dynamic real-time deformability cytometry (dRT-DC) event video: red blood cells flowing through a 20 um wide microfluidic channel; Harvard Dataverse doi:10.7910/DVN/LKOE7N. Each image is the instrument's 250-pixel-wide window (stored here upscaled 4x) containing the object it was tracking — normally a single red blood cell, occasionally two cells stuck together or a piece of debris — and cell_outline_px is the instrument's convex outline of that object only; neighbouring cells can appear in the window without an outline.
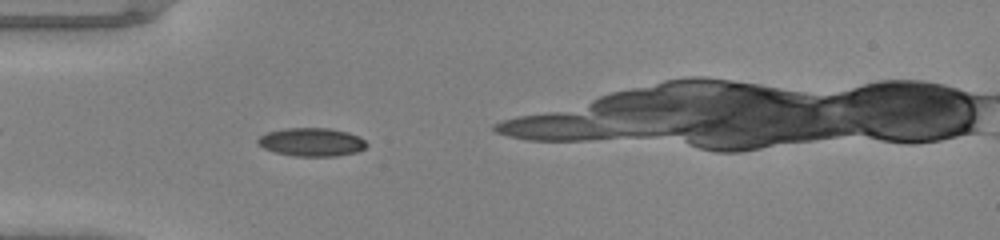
{"species": "common noctule bat (a hibernating species)", "species_latin": "Nyctalus noctula", "temperature_condition": "warm", "stored_images_in_passage": 26, "camera_frame_rate_fps": 3000, "um_per_image_px": 0.085, "animal": {"sex": "male", "body_mass_g": 20.0, "forearm_length_mm": 53.3}, "frame": {"image": 1, "passage_image": 2, "time_ms": 0.333, "image_size_px": [1000, 240], "cell_outline_px": [[368, 144], [364, 148], [356, 152], [336, 156], [296, 156], [276, 152], [264, 148], [256, 144], [256, 140], [260, 136], [268, 132], [284, 128], [328, 128], [348, 132], [360, 136]], "centroid_in_image_um": [26.48, 12.07], "position_along_channel_um": 58.5, "area_um2": 17.98}}
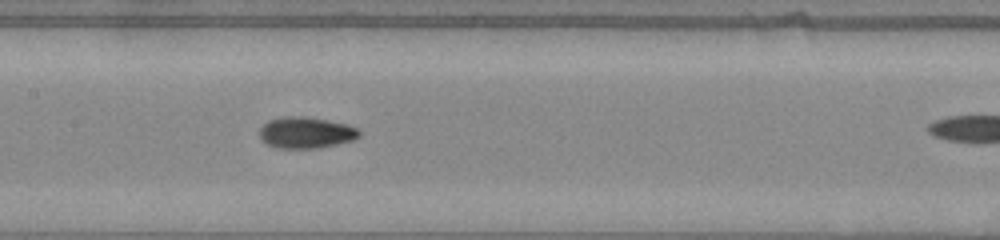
{"frame": {"image": 2, "passage_image": 11, "time_ms": 3.333, "image_size_px": [1000, 240], "cell_outline_px": [[360, 136], [356, 140], [320, 148], [276, 148], [268, 144], [260, 136], [260, 128], [268, 120], [288, 116], [304, 116], [344, 124], [356, 128], [360, 132]], "centroid_in_image_um": [26.02, 11.29], "position_along_channel_um": 181.4, "area_um2": 18.03}}
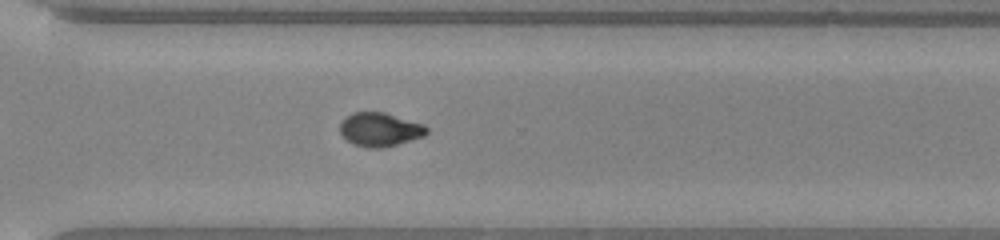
{"frame": {"image": 3, "passage_image": 22, "time_ms": 7.0, "image_size_px": [1000, 240], "cell_outline_px": [[428, 132], [424, 136], [384, 148], [368, 148], [352, 144], [340, 132], [340, 124], [352, 112], [384, 112], [424, 124], [428, 128]], "centroid_in_image_um": [32.31, 11.01], "position_along_channel_um": 338.3, "area_um2": 16.99}}